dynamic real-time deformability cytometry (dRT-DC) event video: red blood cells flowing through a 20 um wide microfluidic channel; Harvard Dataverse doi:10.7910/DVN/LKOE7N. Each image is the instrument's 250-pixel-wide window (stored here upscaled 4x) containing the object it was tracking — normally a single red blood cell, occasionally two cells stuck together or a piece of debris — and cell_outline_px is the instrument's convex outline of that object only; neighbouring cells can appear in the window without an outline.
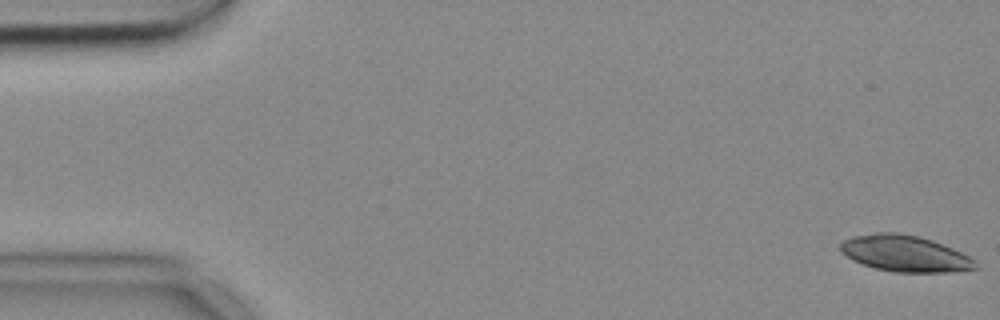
{"species": "common noctule bat (a hibernating species)", "species_latin": "Nyctalus noctula", "temperature_condition": "cold", "stored_images_in_passage": 54, "camera_frame_rate_fps": 3000, "um_per_image_px": 0.085, "animal": {"sex": "female", "body_mass_g": 18.4}, "frame": {"image": 1, "passage_image": 1, "time_ms": 0.0, "image_size_px": [1000, 320], "cell_outline_px": [[980, 268], [952, 272], [892, 272], [876, 268], [852, 260], [840, 252], [840, 244], [844, 240], [852, 236], [876, 232], [896, 232], [920, 236], [932, 240], [952, 248], [976, 260]], "centroid_in_image_um": [76.93, 21.55], "position_along_channel_um": 8.1, "area_um2": 28.73}}
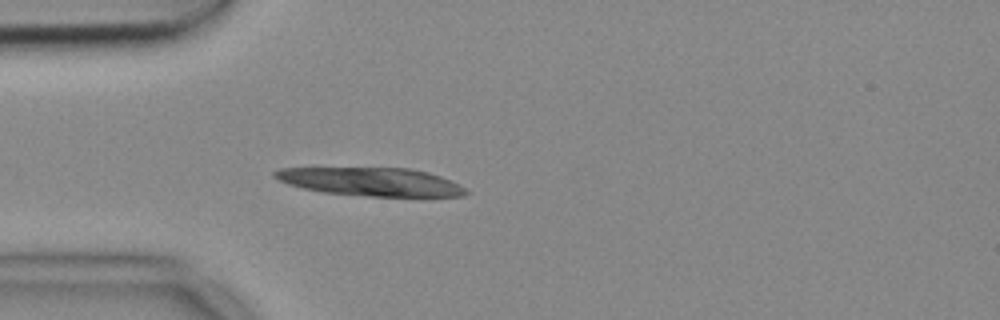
{"frame": {"image": 2, "passage_image": 15, "time_ms": 4.667, "image_size_px": [1000, 320], "cell_outline_px": [[472, 192], [464, 196], [368, 196], [320, 192], [288, 184], [272, 176], [272, 172], [280, 168], [412, 168], [428, 172], [452, 180], [460, 184]], "centroid_in_image_um": [31.58, 15.45], "position_along_channel_um": 53.4, "area_um2": 31.67}}